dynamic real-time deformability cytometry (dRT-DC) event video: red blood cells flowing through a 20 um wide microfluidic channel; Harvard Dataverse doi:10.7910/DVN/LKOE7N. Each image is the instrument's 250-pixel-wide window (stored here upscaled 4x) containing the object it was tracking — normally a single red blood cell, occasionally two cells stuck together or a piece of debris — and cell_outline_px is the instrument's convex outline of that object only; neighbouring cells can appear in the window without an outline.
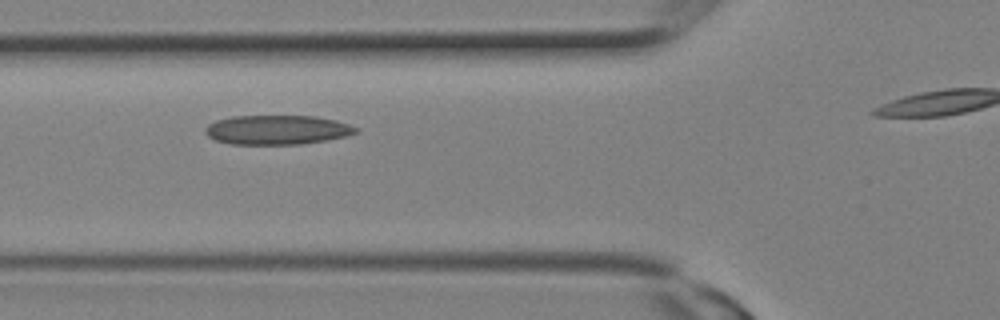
{"species": "Egyptian fruit bat (a non-hibernating species)", "species_latin": "Rousettus aegyptiacus", "temperature_condition": "room temperature", "stored_images_in_passage": 6, "camera_frame_rate_fps": 3000, "um_per_image_px": 0.085, "animal": {"sex": "female"}, "frame": {"image": 1, "passage_image": 3, "time_ms": 0.667, "image_size_px": [1000, 320], "cell_outline_px": [[360, 132], [348, 136], [328, 140], [300, 144], [228, 144], [216, 140], [208, 136], [204, 132], [204, 128], [208, 124], [216, 120], [232, 116], [316, 116], [336, 120], [360, 128]], "centroid_in_image_um": [23.59, 11.04], "position_along_channel_um": 102.2, "area_um2": 26.07}}
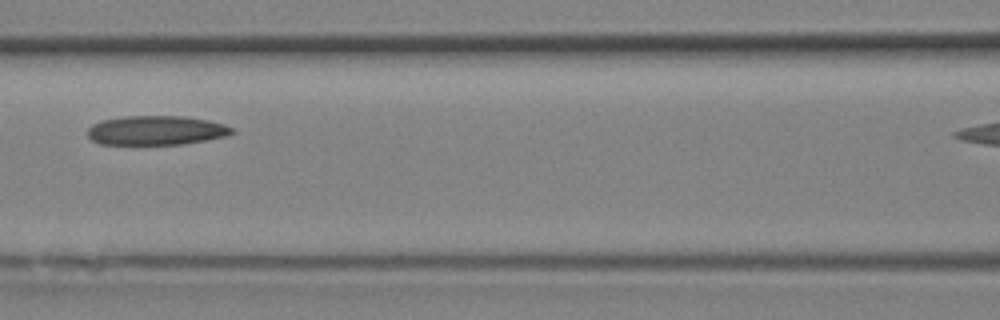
{"frame": {"image": 2, "passage_image": 5, "time_ms": 1.333, "image_size_px": [1000, 320], "cell_outline_px": [[236, 132], [228, 136], [184, 144], [100, 144], [92, 140], [88, 136], [88, 128], [92, 124], [100, 120], [124, 116], [184, 116], [208, 120], [224, 124], [236, 128]], "centroid_in_image_um": [13.31, 11.08], "position_along_channel_um": 153.3, "area_um2": 24.91}}